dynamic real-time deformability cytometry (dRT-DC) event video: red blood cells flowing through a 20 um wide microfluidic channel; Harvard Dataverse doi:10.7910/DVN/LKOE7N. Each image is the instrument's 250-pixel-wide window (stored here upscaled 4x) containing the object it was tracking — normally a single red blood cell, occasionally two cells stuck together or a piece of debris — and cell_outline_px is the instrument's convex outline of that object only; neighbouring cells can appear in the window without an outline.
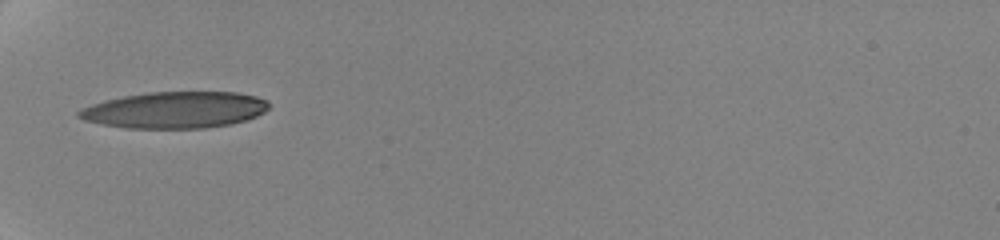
{"species": "human", "species_latin": "Homo sapiens", "temperature_condition": "cold", "stored_images_in_passage": 2, "camera_frame_rate_fps": 3000, "um_per_image_px": 0.085, "donor": {"sex": "female"}, "frame": {"image": 1, "passage_image": 1, "time_ms": 0.0, "image_size_px": [1000, 240], "cell_outline_px": [[268, 108], [264, 112], [256, 116], [244, 120], [228, 124], [204, 128], [128, 128], [100, 124], [84, 120], [76, 116], [76, 112], [80, 108], [104, 100], [124, 96], [148, 92], [236, 92], [256, 96], [268, 100]], "centroid_in_image_um": [14.83, 9.34], "position_along_channel_um": 70.2, "area_um2": 40.4}}